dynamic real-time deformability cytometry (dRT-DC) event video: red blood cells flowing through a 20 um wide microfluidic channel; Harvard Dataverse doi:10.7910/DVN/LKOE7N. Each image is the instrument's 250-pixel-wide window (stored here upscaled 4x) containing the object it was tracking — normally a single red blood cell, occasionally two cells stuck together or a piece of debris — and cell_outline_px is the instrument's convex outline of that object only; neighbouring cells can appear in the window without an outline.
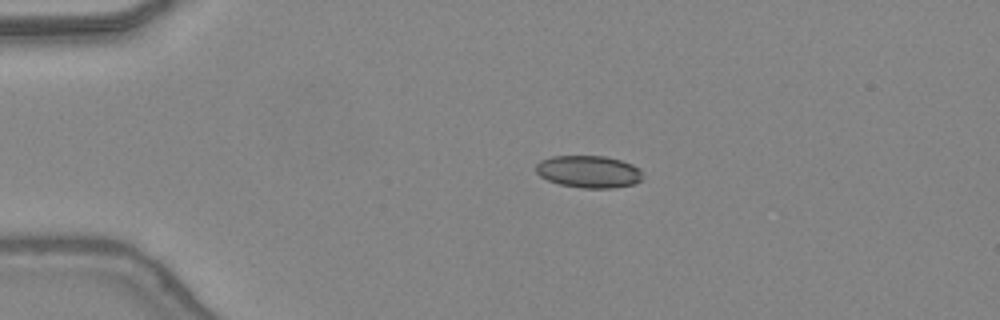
{"species": "common noctule bat (a hibernating species)", "species_latin": "Nyctalus noctula", "temperature_condition": "warm", "stored_images_in_passage": 7, "camera_frame_rate_fps": 3000, "um_per_image_px": 0.085, "animal": {"sex": "female", "body_mass_g": 24.6, "forearm_length_mm": 56.2}, "frame": {"image": 1, "passage_image": 1, "time_ms": 0.0, "image_size_px": [1000, 320], "cell_outline_px": [[644, 176], [640, 180], [632, 184], [612, 188], [584, 188], [560, 184], [548, 180], [540, 176], [536, 172], [536, 164], [540, 160], [552, 156], [604, 156], [620, 160], [632, 164], [640, 168]], "centroid_in_image_um": [50.04, 14.58], "position_along_channel_um": 35.0, "area_um2": 20.06}}